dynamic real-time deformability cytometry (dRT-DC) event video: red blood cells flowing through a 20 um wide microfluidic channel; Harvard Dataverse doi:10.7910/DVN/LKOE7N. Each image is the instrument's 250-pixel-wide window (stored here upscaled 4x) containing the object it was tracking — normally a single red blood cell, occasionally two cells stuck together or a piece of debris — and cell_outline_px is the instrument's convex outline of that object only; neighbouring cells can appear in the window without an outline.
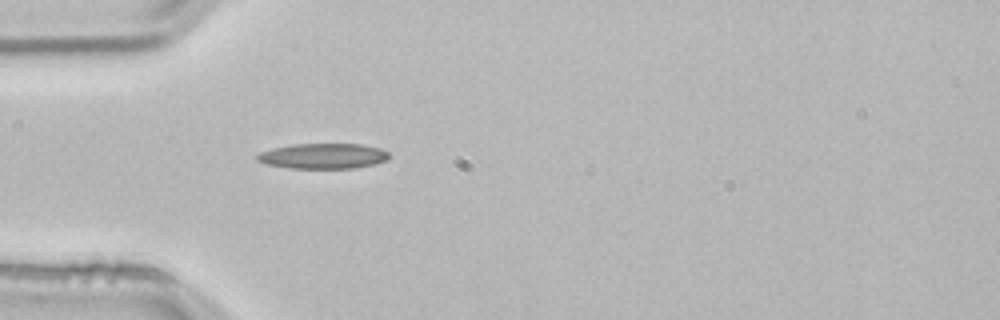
{"species": "common noctule bat (a hibernating species)", "species_latin": "Nyctalus noctula", "temperature_condition": "room temperature", "stored_images_in_passage": 3, "camera_frame_rate_fps": 3000, "um_per_image_px": 0.085, "animal": {"sex": "male", "body_mass_g": 21.5, "forearm_length_mm": 52.0}, "frame": {"image": 1, "passage_image": 3, "time_ms": 0.667, "image_size_px": [1000, 320], "cell_outline_px": [[388, 160], [376, 164], [356, 168], [288, 168], [268, 164], [256, 160], [256, 156], [260, 152], [272, 148], [292, 144], [360, 144], [380, 148], [388, 152]], "centroid_in_image_um": [27.47, 13.26], "position_along_channel_um": 57.5, "area_um2": 19.54}}